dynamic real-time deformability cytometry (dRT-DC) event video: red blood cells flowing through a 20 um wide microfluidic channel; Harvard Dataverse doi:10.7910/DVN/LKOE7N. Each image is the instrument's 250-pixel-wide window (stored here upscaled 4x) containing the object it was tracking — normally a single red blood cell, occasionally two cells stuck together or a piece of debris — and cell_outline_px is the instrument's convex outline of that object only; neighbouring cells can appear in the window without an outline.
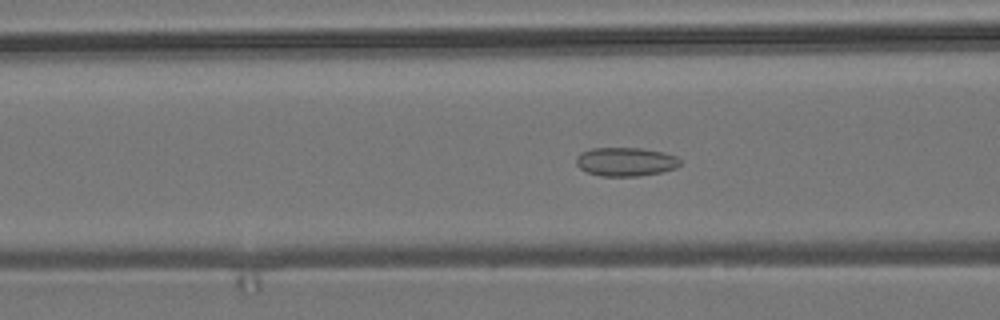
{"species": "common noctule bat (a hibernating species)", "species_latin": "Nyctalus noctula", "temperature_condition": "room temperature", "stored_images_in_passage": 56, "camera_frame_rate_fps": 3000, "um_per_image_px": 0.085, "animal": {"sex": "male", "body_mass_g": 19.2, "forearm_length_mm": 51.8}, "frame": {"image": 1, "passage_image": 22, "time_ms": 7.0, "image_size_px": [1000, 320], "cell_outline_px": [[680, 164], [676, 168], [660, 172], [640, 176], [600, 176], [588, 172], [580, 168], [576, 164], [576, 156], [580, 152], [592, 148], [640, 148], [664, 152], [676, 156], [680, 160]], "centroid_in_image_um": [53.17, 13.74], "position_along_channel_um": 113.4, "area_um2": 17.46}}
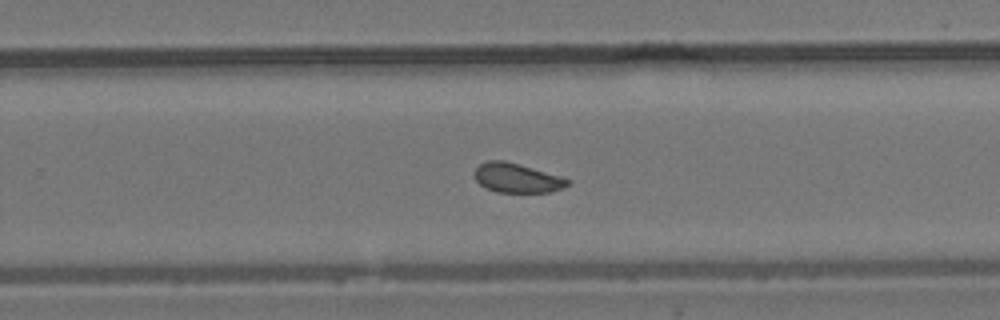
{"frame": {"image": 2, "passage_image": 36, "time_ms": 11.667, "image_size_px": [1000, 320], "cell_outline_px": [[572, 180], [568, 184], [560, 188], [548, 192], [496, 192], [484, 188], [476, 180], [476, 168], [480, 164], [488, 160], [504, 160], [520, 164], [560, 176]], "centroid_in_image_um": [43.92, 15.12], "position_along_channel_um": 285.9, "area_um2": 15.78}}
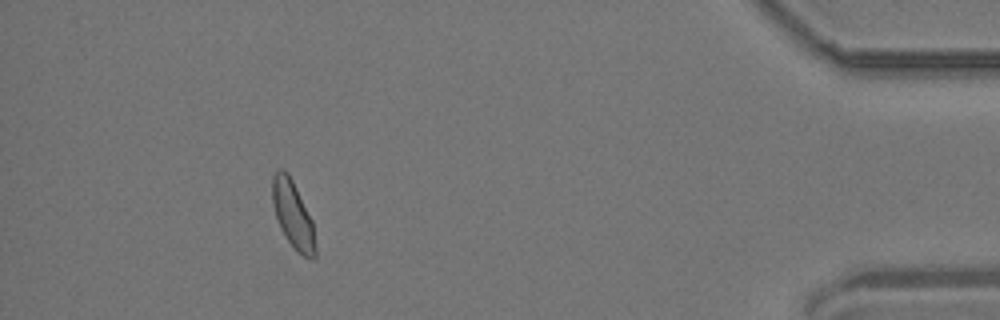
{"frame": {"image": 3, "passage_image": 51, "time_ms": 16.667, "image_size_px": [1000, 320], "cell_outline_px": [[316, 256], [312, 260], [296, 252], [292, 248], [280, 228], [272, 204], [272, 176], [280, 168], [288, 172], [312, 220], [316, 248]], "centroid_in_image_um": [24.89, 18.28], "position_along_channel_um": 410.3, "area_um2": 16.88}, "authors_computed_cell_mechanics": {"area_um2": 16.8198, "velocity_mm_per_s": 3.7074, "shape_relaxation_time_tau1_ms": null, "shape_relaxation_time_tau2_ms": 2.0508, "deformation_change_tau1": null, "deformation_change_tau2": 0.0823}}